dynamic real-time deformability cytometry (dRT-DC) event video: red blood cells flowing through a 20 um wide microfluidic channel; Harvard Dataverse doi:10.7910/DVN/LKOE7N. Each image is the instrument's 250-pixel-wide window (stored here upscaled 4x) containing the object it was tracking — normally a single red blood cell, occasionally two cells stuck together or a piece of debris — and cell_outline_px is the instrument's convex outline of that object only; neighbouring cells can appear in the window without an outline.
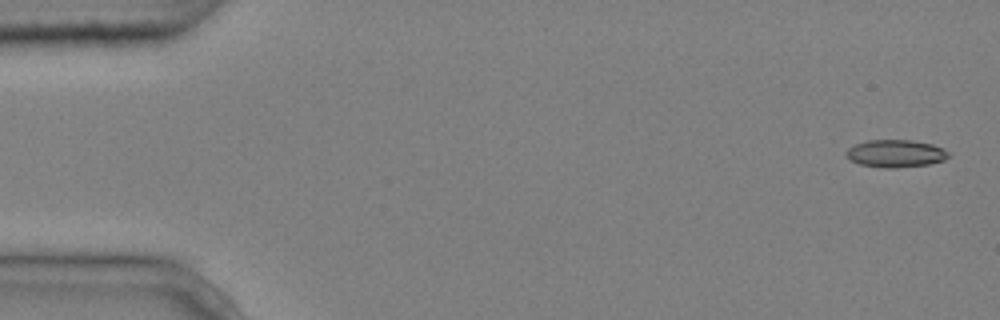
{"species": "common noctule bat (a hibernating species)", "species_latin": "Nyctalus noctula", "temperature_condition": "cold", "stored_images_in_passage": 5, "camera_frame_rate_fps": 3000, "um_per_image_px": 0.085, "animal": {"sex": "male", "body_mass_g": 20.4}, "frame": {"image": 1, "passage_image": 1, "time_ms": 0.0, "image_size_px": [1000, 320], "cell_outline_px": [[952, 156], [944, 160], [928, 164], [896, 168], [888, 168], [860, 164], [852, 160], [844, 152], [848, 148], [856, 144], [868, 140], [912, 140], [932, 144], [944, 148]], "centroid_in_image_um": [76.17, 13.04], "position_along_channel_um": 8.8, "area_um2": 16.36}}
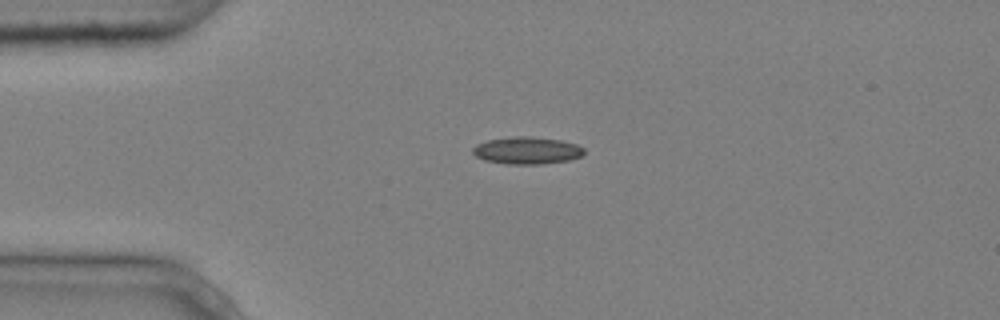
{"frame": {"image": 2, "passage_image": 4, "time_ms": 1.0, "image_size_px": [1000, 320], "cell_outline_px": [[584, 152], [580, 156], [568, 160], [540, 164], [508, 164], [484, 160], [476, 156], [472, 152], [472, 148], [476, 144], [488, 140], [512, 136], [532, 136], [560, 140], [576, 144], [584, 148]], "centroid_in_image_um": [44.76, 12.78], "position_along_channel_um": 40.2, "area_um2": 17.63}}